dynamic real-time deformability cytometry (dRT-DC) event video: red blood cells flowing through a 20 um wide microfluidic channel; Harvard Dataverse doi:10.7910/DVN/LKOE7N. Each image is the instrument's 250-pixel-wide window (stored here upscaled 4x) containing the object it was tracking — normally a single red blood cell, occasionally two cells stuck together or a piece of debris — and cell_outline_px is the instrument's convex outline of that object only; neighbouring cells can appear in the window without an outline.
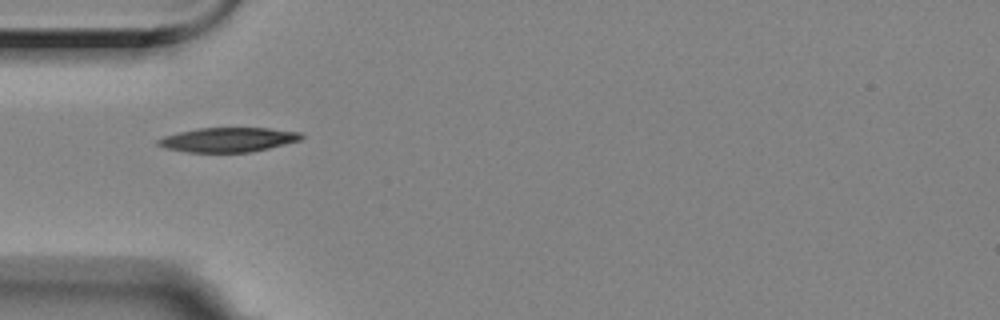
{"species": "Egyptian fruit bat (a non-hibernating species)", "species_latin": "Rousettus aegyptiacus", "temperature_condition": "room temperature", "stored_images_in_passage": 40, "camera_frame_rate_fps": 3000, "um_per_image_px": 0.085, "animal": {"sex": "female"}, "frame": {"image": 1, "passage_image": 1, "time_ms": 0.0, "image_size_px": [1000, 320], "cell_outline_px": [[304, 136], [300, 140], [252, 152], [188, 152], [164, 148], [156, 144], [156, 140], [164, 136], [196, 128], [268, 128], [300, 132]], "centroid_in_image_um": [19.36, 11.87], "position_along_channel_um": 65.6, "area_um2": 20.35}}
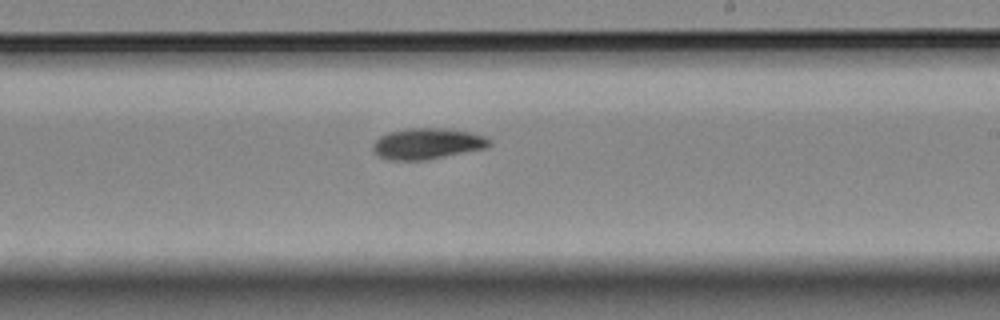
{"frame": {"image": 2, "passage_image": 17, "time_ms": 5.333, "image_size_px": [1000, 320], "cell_outline_px": [[492, 144], [488, 148], [428, 160], [392, 160], [380, 156], [372, 148], [372, 144], [380, 136], [388, 132], [404, 128], [448, 128], [468, 132], [484, 136], [492, 140]], "centroid_in_image_um": [36.36, 12.21], "position_along_channel_um": 252.6, "area_um2": 21.27}}
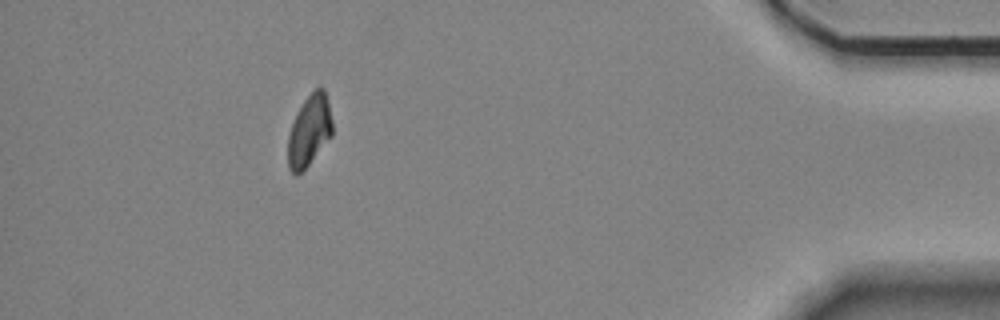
{"frame": {"image": 3, "passage_image": 35, "time_ms": 11.333, "image_size_px": [1000, 320], "cell_outline_px": [[332, 136], [308, 164], [296, 176], [288, 168], [288, 136], [292, 124], [304, 100], [320, 84], [324, 88], [328, 100], [332, 120]], "centroid_in_image_um": [26.31, 11.08], "position_along_channel_um": 408.9, "area_um2": 18.21}, "authors_computed_cell_mechanics": {"area_um2": 20.0566, "velocity_mm_per_s": 3.5028, "shape_relaxation_time_tau1_ms": 9.5025, "shape_relaxation_time_tau2_ms": null, "deformation_change_tau1": 0.1827, "deformation_change_tau2": null}}